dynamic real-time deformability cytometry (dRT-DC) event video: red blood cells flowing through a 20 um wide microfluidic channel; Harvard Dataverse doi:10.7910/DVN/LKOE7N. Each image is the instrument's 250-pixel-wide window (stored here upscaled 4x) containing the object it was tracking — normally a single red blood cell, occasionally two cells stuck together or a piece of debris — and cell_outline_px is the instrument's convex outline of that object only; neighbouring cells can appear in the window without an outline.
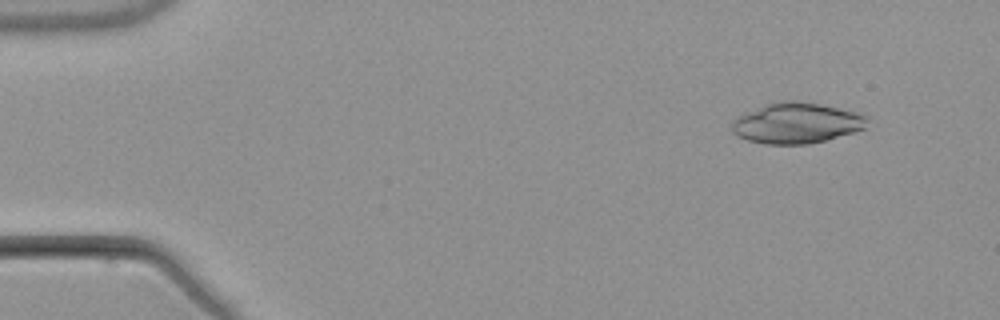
{"species": "common noctule bat (a hibernating species)", "species_latin": "Nyctalus noctula", "temperature_condition": "warm", "stored_images_in_passage": 6, "camera_frame_rate_fps": 3000, "um_per_image_px": 0.085, "animal": {"sex": "male", "body_mass_g": 21.5, "forearm_length_mm": 52.0}, "frame": {"image": 1, "passage_image": 2, "time_ms": 1.0, "image_size_px": [1000, 320], "cell_outline_px": [[868, 116], [864, 128], [856, 132], [808, 144], [764, 144], [748, 140], [732, 132], [732, 120], [744, 112], [764, 104], [784, 100], [796, 100], [820, 104], [856, 112]], "centroid_in_image_um": [67.68, 10.45], "position_along_channel_um": 17.3, "area_um2": 32.08}}